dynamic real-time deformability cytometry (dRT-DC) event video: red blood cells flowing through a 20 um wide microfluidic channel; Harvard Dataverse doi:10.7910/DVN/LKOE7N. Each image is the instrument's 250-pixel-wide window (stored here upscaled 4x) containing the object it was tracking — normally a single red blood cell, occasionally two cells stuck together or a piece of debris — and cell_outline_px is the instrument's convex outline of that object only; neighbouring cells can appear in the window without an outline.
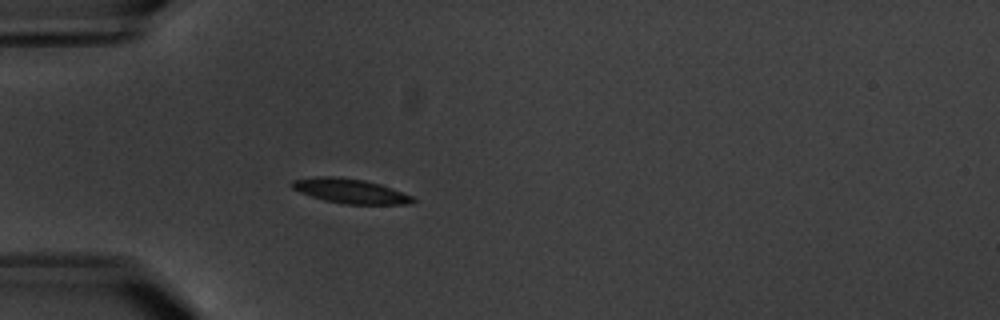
{"species": "common noctule bat (a hibernating species)", "species_latin": "Nyctalus noctula", "temperature_condition": "warm", "stored_images_in_passage": 5, "camera_frame_rate_fps": 3000, "um_per_image_px": 0.085, "animal": {"sex": "male", "body_mass_g": 20.1, "forearm_length_mm": 53.5}, "frame": {"image": 1, "passage_image": 5, "time_ms": 4.667, "image_size_px": [1000, 320], "cell_outline_px": [[416, 200], [408, 204], [344, 204], [324, 200], [300, 192], [292, 188], [292, 180], [316, 176], [332, 176], [364, 180], [380, 184], [392, 188], [412, 196]], "centroid_in_image_um": [29.77, 16.23], "position_along_channel_um": 55.2, "area_um2": 17.17}}